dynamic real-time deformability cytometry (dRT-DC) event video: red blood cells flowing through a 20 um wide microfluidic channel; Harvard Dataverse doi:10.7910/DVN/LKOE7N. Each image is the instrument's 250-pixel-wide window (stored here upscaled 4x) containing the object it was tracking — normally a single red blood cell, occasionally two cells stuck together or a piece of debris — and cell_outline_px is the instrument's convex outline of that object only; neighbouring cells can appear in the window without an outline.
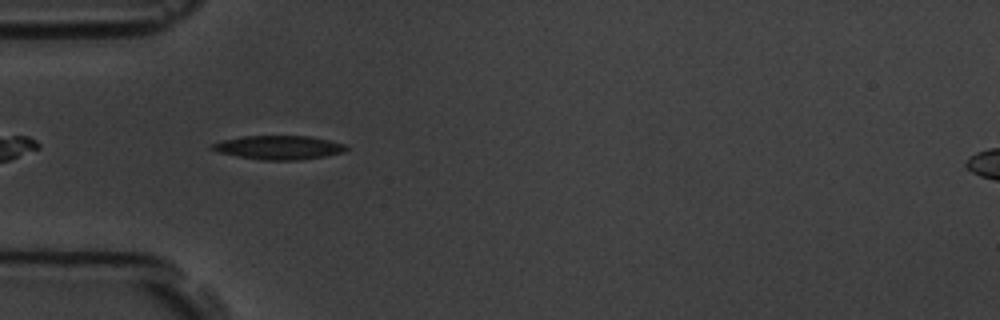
{"species": "common noctule bat (a hibernating species)", "species_latin": "Nyctalus noctula", "temperature_condition": "room temperature", "stored_images_in_passage": 2, "camera_frame_rate_fps": 3000, "um_per_image_px": 0.085, "animal": {"sex": "male", "body_mass_g": 19.5, "forearm_length_mm": 54.6}, "frame": {"image": 1, "passage_image": 1, "time_ms": 0.0, "image_size_px": [1000, 320], "cell_outline_px": [[348, 148], [344, 152], [324, 156], [300, 160], [260, 160], [236, 156], [216, 152], [208, 148], [208, 144], [224, 140], [244, 136], [312, 136], [344, 144]], "centroid_in_image_um": [23.63, 12.54], "position_along_channel_um": 61.4, "area_um2": 18.79}}
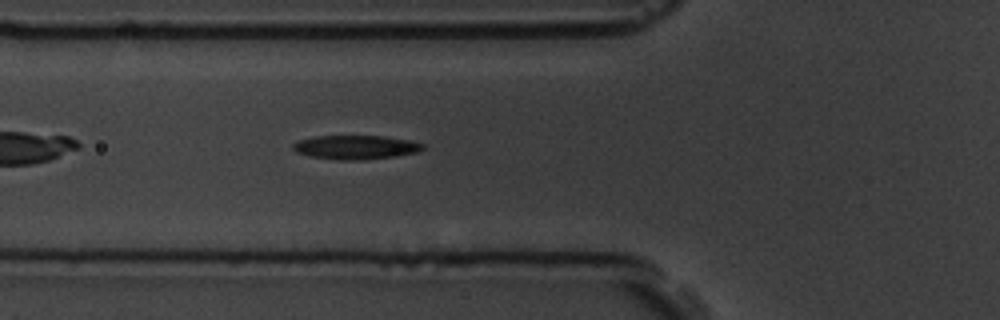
{"frame": {"image": 2, "passage_image": 2, "time_ms": 1.0, "image_size_px": [1000, 320], "cell_outline_px": [[424, 148], [420, 152], [400, 156], [364, 160], [340, 160], [308, 156], [296, 152], [292, 148], [292, 144], [300, 140], [316, 136], [384, 136], [408, 140], [424, 144]], "centroid_in_image_um": [30.27, 12.53], "position_along_channel_um": 95.5, "area_um2": 18.32}}